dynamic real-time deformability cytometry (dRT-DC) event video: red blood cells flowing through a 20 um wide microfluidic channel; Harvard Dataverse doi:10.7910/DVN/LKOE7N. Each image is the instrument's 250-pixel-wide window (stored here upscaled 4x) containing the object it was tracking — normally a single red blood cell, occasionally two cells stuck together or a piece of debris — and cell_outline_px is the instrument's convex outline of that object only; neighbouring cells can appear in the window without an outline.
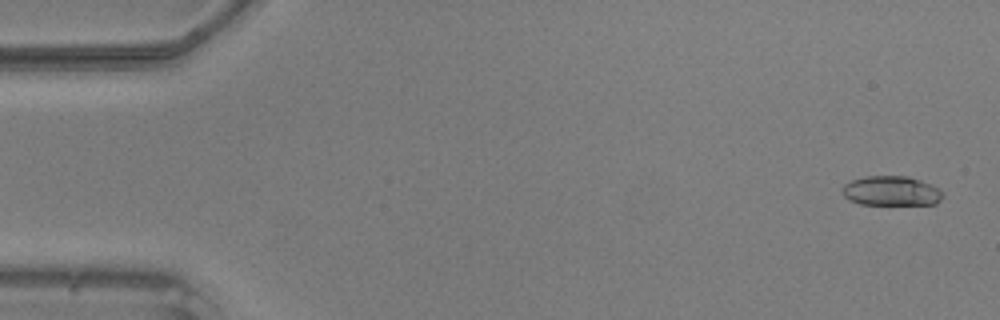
{"species": "common noctule bat (a hibernating species)", "species_latin": "Nyctalus noctula", "temperature_condition": "warm", "stored_images_in_passage": 44, "camera_frame_rate_fps": 3000, "um_per_image_px": 0.085, "animal": {"sex": "male", "body_mass_g": 20.5, "forearm_length_mm": 52.5}, "frame": {"image": 1, "passage_image": 1, "time_ms": 0.0, "image_size_px": [1000, 320], "cell_outline_px": [[944, 196], [936, 204], [860, 204], [848, 200], [840, 192], [840, 188], [844, 184], [852, 180], [864, 176], [908, 176], [932, 184], [944, 192]], "centroid_in_image_um": [75.74, 16.22], "position_along_channel_um": 9.3, "area_um2": 17.63}}
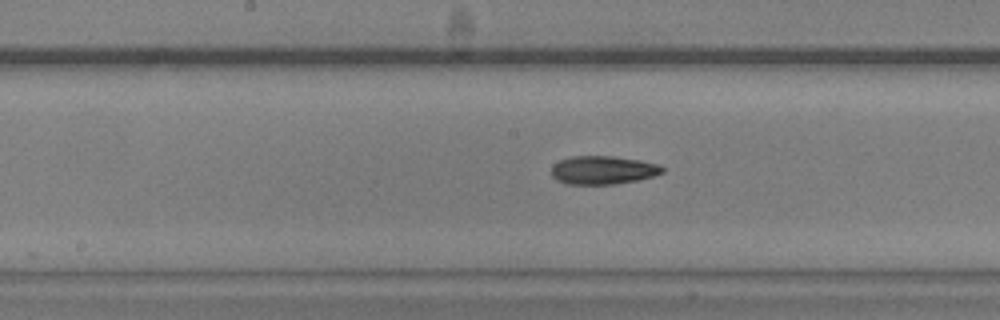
{"frame": {"image": 2, "passage_image": 24, "time_ms": 7.667, "image_size_px": [1000, 320], "cell_outline_px": [[664, 172], [652, 176], [636, 180], [616, 184], [564, 184], [556, 180], [552, 176], [552, 164], [560, 160], [572, 156], [612, 156], [640, 160], [660, 164], [664, 168]], "centroid_in_image_um": [51.23, 14.45], "position_along_channel_um": 197.0, "area_um2": 18.44}}
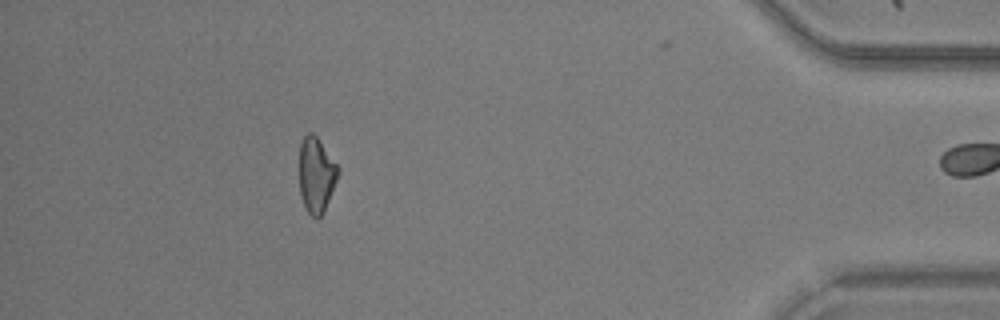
{"frame": {"image": 3, "passage_image": 43, "time_ms": 14.0, "image_size_px": [1000, 320], "cell_outline_px": [[340, 172], [328, 200], [320, 216], [316, 220], [308, 212], [300, 196], [300, 144], [304, 136], [308, 132], [312, 132], [316, 136], [340, 168]], "centroid_in_image_um": [26.88, 14.85], "position_along_channel_um": 408.3, "area_um2": 16.76}}